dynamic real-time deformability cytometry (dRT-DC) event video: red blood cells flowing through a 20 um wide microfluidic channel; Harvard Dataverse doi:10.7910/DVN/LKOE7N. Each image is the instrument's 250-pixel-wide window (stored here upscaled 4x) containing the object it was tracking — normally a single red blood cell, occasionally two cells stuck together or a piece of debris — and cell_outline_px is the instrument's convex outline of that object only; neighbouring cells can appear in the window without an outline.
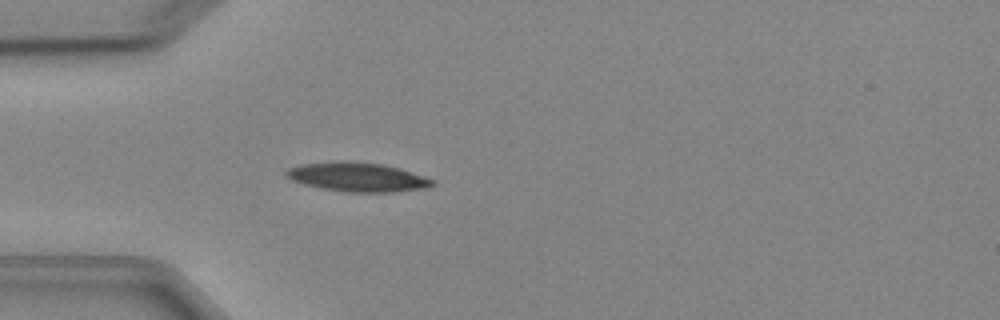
{"species": "Egyptian fruit bat (a non-hibernating species)", "species_latin": "Rousettus aegyptiacus", "temperature_condition": "cold", "stored_images_in_passage": 3, "camera_frame_rate_fps": 3000, "um_per_image_px": 0.085, "animal": {"sex": "female"}, "frame": {"image": 1, "passage_image": 3, "time_ms": 3.333, "image_size_px": [1000, 320], "cell_outline_px": [[436, 184], [428, 188], [396, 192], [344, 192], [320, 188], [304, 184], [292, 180], [284, 172], [288, 168], [300, 164], [344, 160], [384, 164], [400, 168], [436, 180]], "centroid_in_image_um": [30.43, 15.05], "position_along_channel_um": 54.6, "area_um2": 25.14}}